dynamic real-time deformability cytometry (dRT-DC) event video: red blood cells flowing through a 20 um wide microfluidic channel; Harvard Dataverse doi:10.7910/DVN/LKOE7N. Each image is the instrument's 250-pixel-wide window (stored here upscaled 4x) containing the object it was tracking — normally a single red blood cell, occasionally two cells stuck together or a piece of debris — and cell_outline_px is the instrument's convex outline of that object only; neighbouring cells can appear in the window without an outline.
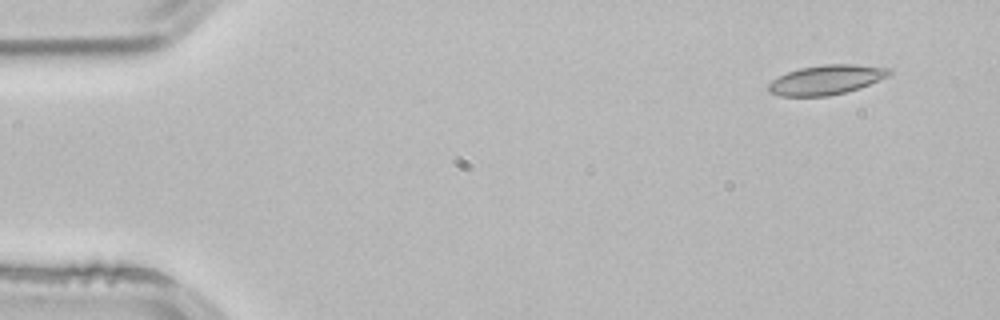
{"species": "common noctule bat (a hibernating species)", "species_latin": "Nyctalus noctula", "temperature_condition": "room temperature", "stored_images_in_passage": 3, "camera_frame_rate_fps": 3000, "um_per_image_px": 0.085, "animal": {"sex": "male", "body_mass_g": 21.5, "forearm_length_mm": 52.0}, "frame": {"image": 1, "passage_image": 1, "time_ms": 0.0, "image_size_px": [1000, 320], "cell_outline_px": [[892, 72], [888, 76], [860, 88], [828, 96], [780, 96], [768, 92], [768, 84], [772, 80], [788, 72], [800, 68], [824, 64], [856, 64], [892, 68]], "centroid_in_image_um": [70.25, 6.78], "position_along_channel_um": 14.8, "area_um2": 20.81}}
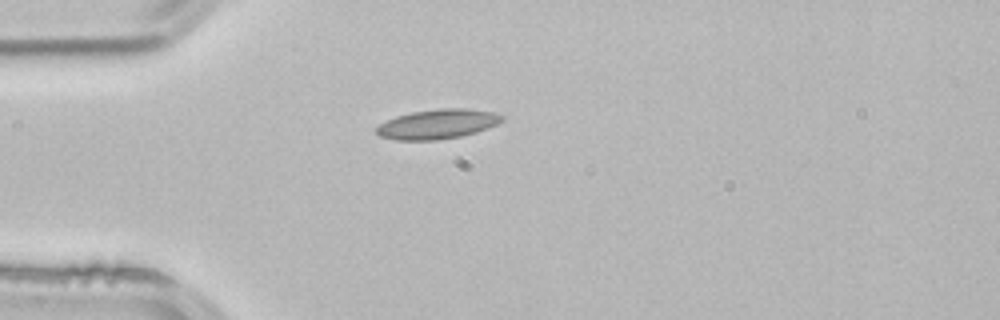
{"frame": {"image": 2, "passage_image": 3, "time_ms": 0.667, "image_size_px": [1000, 320], "cell_outline_px": [[504, 120], [488, 128], [476, 132], [460, 136], [436, 140], [396, 140], [380, 136], [376, 132], [376, 128], [380, 124], [396, 116], [412, 112], [440, 108], [464, 108], [492, 112], [504, 116]], "centroid_in_image_um": [37.2, 10.54], "position_along_channel_um": 47.8, "area_um2": 21.5}}